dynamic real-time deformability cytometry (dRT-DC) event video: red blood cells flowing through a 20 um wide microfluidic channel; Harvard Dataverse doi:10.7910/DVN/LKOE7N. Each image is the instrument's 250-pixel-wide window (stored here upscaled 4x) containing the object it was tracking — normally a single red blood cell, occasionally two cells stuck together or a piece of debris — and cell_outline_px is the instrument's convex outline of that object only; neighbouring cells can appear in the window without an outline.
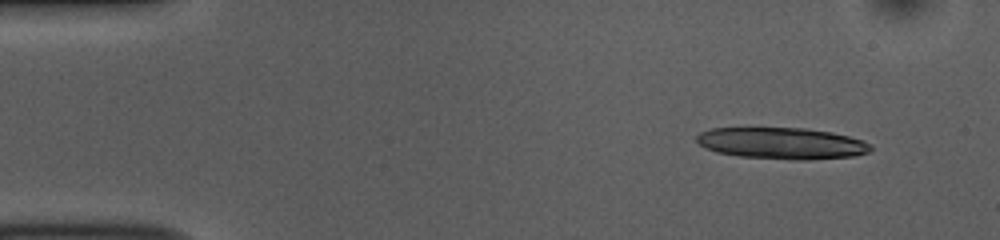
{"species": "common noctule bat (a hibernating species)", "species_latin": "Nyctalus noctula", "temperature_condition": "room temperature", "stored_images_in_passage": 48, "camera_frame_rate_fps": 3000, "um_per_image_px": 0.085, "animal": {"sex": "female", "body_mass_g": 10.0, "forearm_length_mm": 53.1}, "frame": {"image": 1, "passage_image": 1, "time_ms": 0.0, "image_size_px": [1000, 240], "cell_outline_px": [[872, 148], [868, 152], [852, 156], [804, 160], [792, 160], [740, 156], [716, 152], [704, 148], [696, 140], [696, 136], [700, 132], [712, 128], [804, 128], [832, 132], [848, 136], [872, 144]], "centroid_in_image_um": [66.43, 12.18], "position_along_channel_um": 18.6, "area_um2": 31.91}}
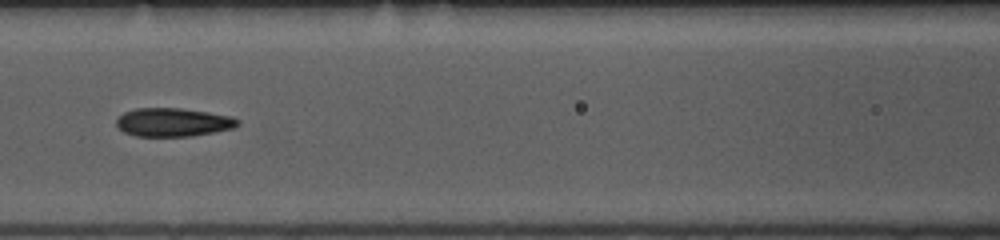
{"frame": {"image": 2, "passage_image": 19, "time_ms": 6.0, "image_size_px": [1000, 240], "cell_outline_px": [[240, 124], [236, 128], [192, 136], [136, 136], [124, 132], [116, 124], [116, 120], [124, 112], [136, 108], [180, 108], [208, 112], [232, 116], [240, 120]], "centroid_in_image_um": [14.76, 10.39], "position_along_channel_um": 151.8, "area_um2": 20.23}}
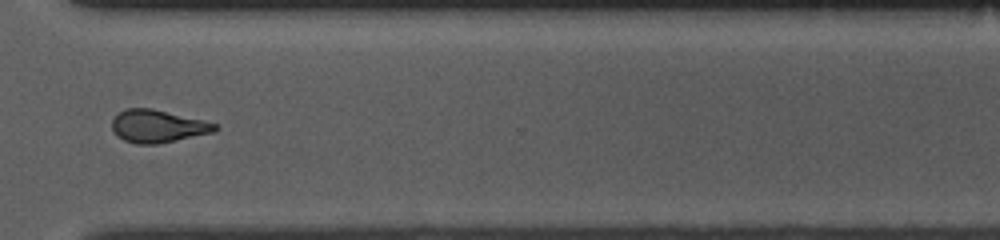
{"frame": {"image": 3, "passage_image": 35, "time_ms": 11.333, "image_size_px": [1000, 240], "cell_outline_px": [[220, 128], [212, 132], [156, 144], [136, 144], [124, 140], [116, 136], [112, 128], [112, 120], [124, 108], [152, 108], [204, 120], [216, 124]], "centroid_in_image_um": [13.38, 10.72], "position_along_channel_um": 357.2, "area_um2": 19.48}, "authors_computed_cell_mechanics": {"area_um2": 20.2589, "velocity_mm_per_s": 3.8562, "shape_relaxation_time_tau1_ms": 4.3477, "shape_relaxation_time_tau2_ms": 2.9075, "deformation_change_tau1": 0.1646, "deformation_change_tau2": 0.1123}}